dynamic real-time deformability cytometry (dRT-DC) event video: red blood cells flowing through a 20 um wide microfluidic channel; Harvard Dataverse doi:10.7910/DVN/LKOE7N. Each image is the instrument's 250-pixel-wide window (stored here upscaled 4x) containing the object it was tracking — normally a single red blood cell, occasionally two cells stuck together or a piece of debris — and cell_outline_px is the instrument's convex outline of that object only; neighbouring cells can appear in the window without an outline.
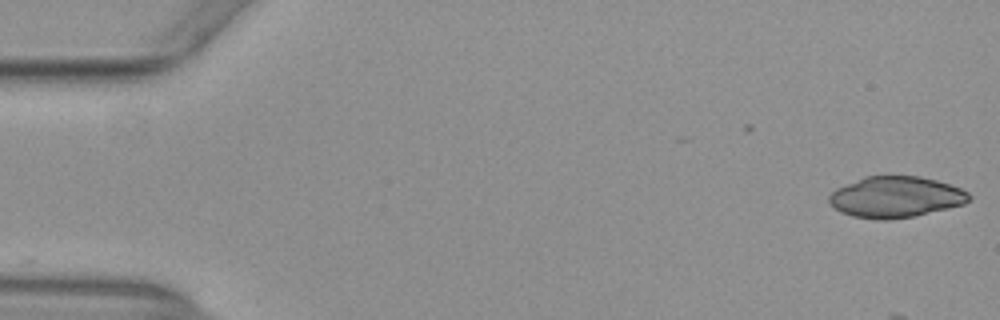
{"species": "common noctule bat (a hibernating species)", "species_latin": "Nyctalus noctula", "temperature_condition": "warm", "stored_images_in_passage": 29, "camera_frame_rate_fps": 3000, "um_per_image_px": 0.085, "animal": {"sex": "female", "body_mass_g": 29.2, "forearm_length_mm": 56.3}, "frame": {"image": 1, "passage_image": 1, "time_ms": 0.0, "image_size_px": [1000, 320], "cell_outline_px": [[972, 196], [964, 204], [948, 208], [912, 216], [888, 220], [876, 220], [852, 216], [840, 212], [828, 200], [828, 196], [836, 188], [864, 176], [888, 172], [920, 176], [936, 180], [960, 188], [968, 192]], "centroid_in_image_um": [76.1, 16.7], "position_along_channel_um": 8.9, "area_um2": 34.22}}
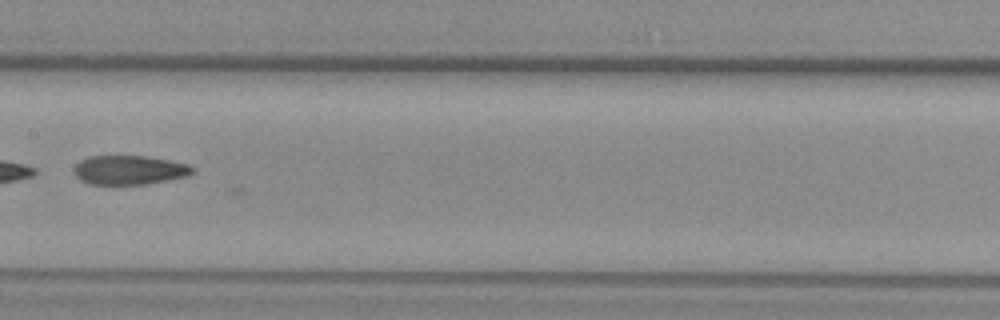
{"frame": {"image": 2, "passage_image": 27, "time_ms": 8.667, "image_size_px": [1000, 320], "cell_outline_px": [[192, 172], [188, 176], [168, 180], [144, 184], [88, 184], [80, 180], [76, 176], [76, 164], [80, 160], [88, 156], [144, 156], [168, 160], [188, 164], [192, 168]], "centroid_in_image_um": [10.97, 14.45], "position_along_channel_um": 196.4, "area_um2": 19.88}}